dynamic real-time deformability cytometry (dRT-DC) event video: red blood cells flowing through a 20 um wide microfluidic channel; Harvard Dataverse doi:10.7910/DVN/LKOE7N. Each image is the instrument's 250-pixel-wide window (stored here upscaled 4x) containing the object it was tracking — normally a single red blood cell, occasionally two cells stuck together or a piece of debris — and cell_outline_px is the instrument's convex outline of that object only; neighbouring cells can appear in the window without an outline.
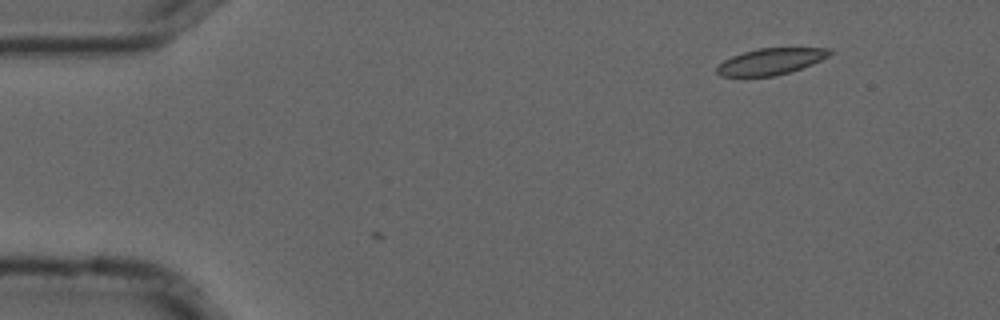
{"species": "common noctule bat (a hibernating species)", "species_latin": "Nyctalus noctula", "temperature_condition": "cold", "stored_images_in_passage": 51, "camera_frame_rate_fps": 3000, "um_per_image_px": 0.085, "animal": {"sex": "male", "forearm_length_mm": 52.5}, "frame": {"image": 1, "passage_image": 1, "time_ms": 0.0, "image_size_px": [1000, 320], "cell_outline_px": [[832, 52], [828, 56], [812, 64], [788, 72], [772, 76], [720, 76], [716, 72], [716, 68], [724, 60], [732, 56], [744, 52], [760, 48], [828, 48]], "centroid_in_image_um": [65.48, 5.22], "position_along_channel_um": 19.5, "area_um2": 16.99}}
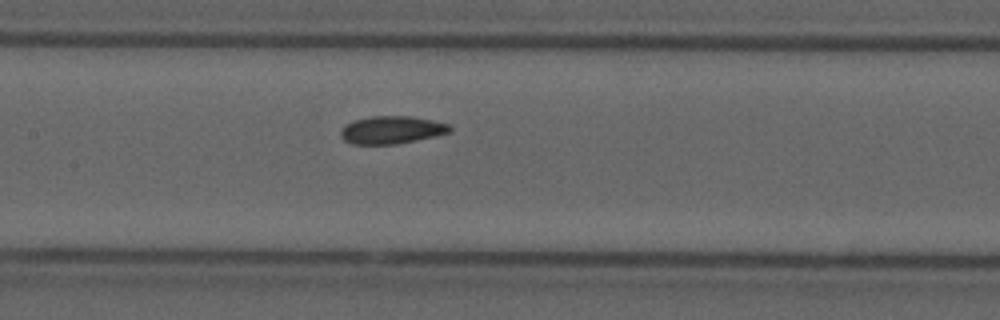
{"frame": {"image": 2, "passage_image": 21, "time_ms": 6.667, "image_size_px": [1000, 320], "cell_outline_px": [[452, 132], [416, 140], [396, 144], [352, 144], [344, 140], [340, 136], [340, 132], [352, 120], [372, 116], [412, 116], [432, 120], [448, 124], [452, 128]], "centroid_in_image_um": [33.3, 11.04], "position_along_channel_um": 174.1, "area_um2": 17.57}}
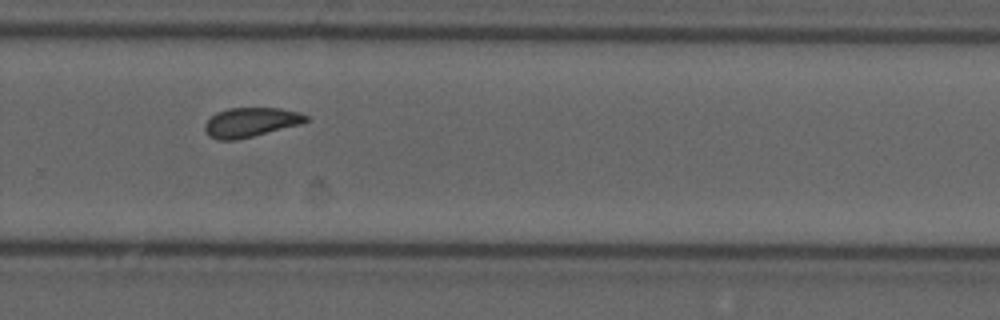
{"frame": {"image": 3, "passage_image": 32, "time_ms": 10.333, "image_size_px": [1000, 320], "cell_outline_px": [[308, 120], [300, 124], [236, 140], [216, 140], [208, 136], [204, 128], [204, 124], [216, 112], [228, 108], [280, 108], [300, 112], [308, 116]], "centroid_in_image_um": [21.28, 10.39], "position_along_channel_um": 308.5, "area_um2": 17.28}, "authors_computed_cell_mechanics": {"area_um2": 17.7446, "velocity_mm_per_s": 3.6831, "shape_relaxation_time_tau1_ms": 5.5225, "shape_relaxation_time_tau2_ms": 2.6431, "deformation_change_tau1": 0.1235, "deformation_change_tau2": 0.0711}}